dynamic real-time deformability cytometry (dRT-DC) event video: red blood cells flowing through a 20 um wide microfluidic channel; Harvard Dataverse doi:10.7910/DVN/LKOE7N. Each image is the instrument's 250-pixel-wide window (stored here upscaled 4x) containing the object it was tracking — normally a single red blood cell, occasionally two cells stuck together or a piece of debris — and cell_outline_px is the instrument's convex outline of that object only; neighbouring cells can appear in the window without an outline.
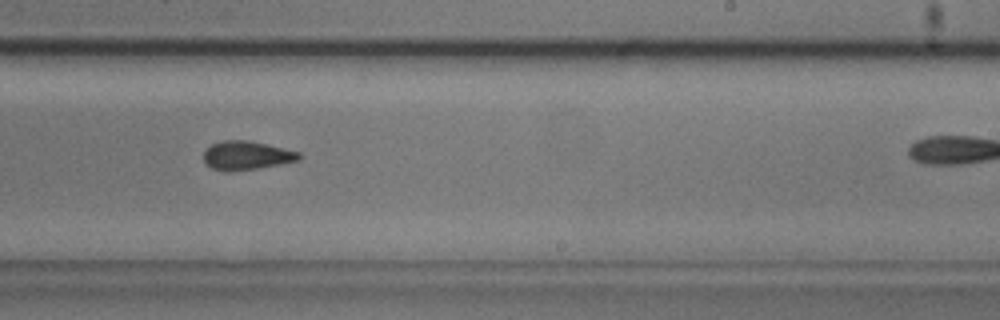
{"species": "common noctule bat (a hibernating species)", "species_latin": "Nyctalus noctula", "temperature_condition": "cold", "stored_images_in_passage": 32, "camera_frame_rate_fps": 3000, "um_per_image_px": 0.085, "animal": {"sex": "male", "body_mass_g": 20.5, "forearm_length_mm": 52.5}, "frame": {"image": 1, "passage_image": 22, "time_ms": 7.0, "image_size_px": [1000, 320], "cell_outline_px": [[300, 160], [280, 164], [256, 168], [228, 172], [224, 172], [212, 168], [204, 160], [204, 152], [212, 144], [224, 140], [248, 140], [300, 152]], "centroid_in_image_um": [20.95, 13.22], "position_along_channel_um": 268.0, "area_um2": 15.78}}
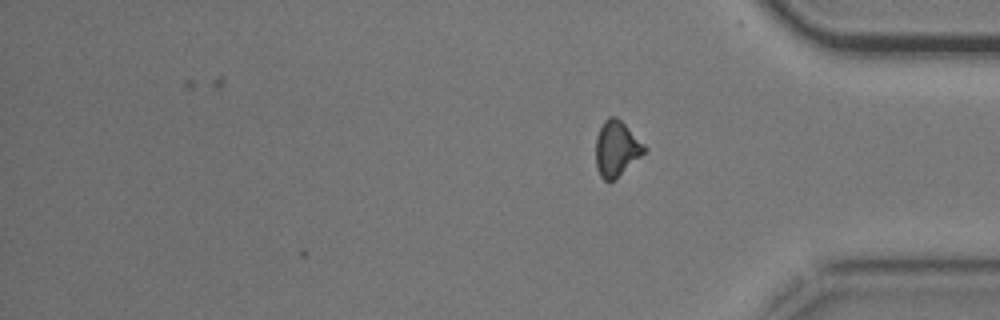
{"frame": {"image": 2, "passage_image": 32, "time_ms": 10.333, "image_size_px": [1000, 320], "cell_outline_px": [[648, 148], [640, 156], [612, 180], [604, 180], [600, 176], [596, 164], [596, 136], [604, 120], [608, 116], [616, 116]], "centroid_in_image_um": [52.37, 12.59], "position_along_channel_um": 382.8, "area_um2": 15.2}, "authors_computed_cell_mechanics": {"area_um2": 16.2418, "velocity_mm_per_s": 3.7449, "shape_relaxation_time_tau1_ms": 4.0638, "shape_relaxation_time_tau2_ms": 4.1645, "deformation_change_tau1": 0.1117, "deformation_change_tau2": 0.1021}}